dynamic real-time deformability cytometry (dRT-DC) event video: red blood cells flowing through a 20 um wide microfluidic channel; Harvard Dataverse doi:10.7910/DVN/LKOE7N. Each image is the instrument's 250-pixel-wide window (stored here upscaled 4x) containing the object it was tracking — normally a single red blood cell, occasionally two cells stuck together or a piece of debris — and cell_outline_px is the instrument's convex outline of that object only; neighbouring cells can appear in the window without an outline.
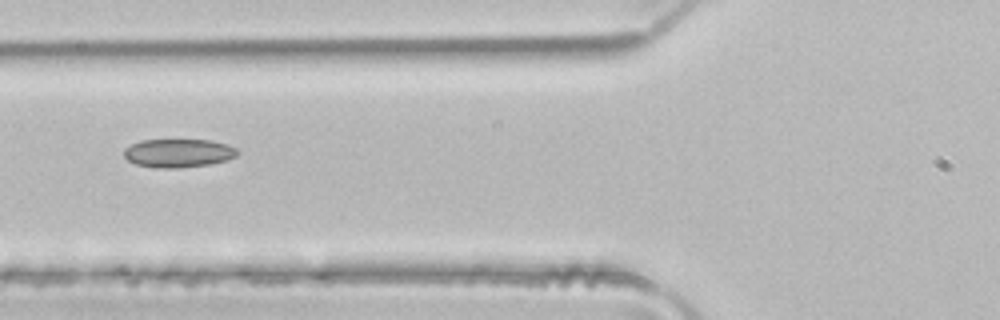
{"species": "common noctule bat (a hibernating species)", "species_latin": "Nyctalus noctula", "temperature_condition": "room temperature", "stored_images_in_passage": 5, "camera_frame_rate_fps": 3000, "um_per_image_px": 0.085, "animal": {"sex": "male", "body_mass_g": 21.5, "forearm_length_mm": 52.0}, "frame": {"image": 1, "passage_image": 5, "time_ms": 1.333, "image_size_px": [1000, 320], "cell_outline_px": [[236, 156], [228, 160], [212, 164], [180, 168], [156, 168], [136, 164], [128, 160], [124, 156], [124, 148], [140, 140], [212, 140], [228, 144], [236, 148]], "centroid_in_image_um": [15.17, 13.02], "position_along_channel_um": 110.6, "area_um2": 18.96}}